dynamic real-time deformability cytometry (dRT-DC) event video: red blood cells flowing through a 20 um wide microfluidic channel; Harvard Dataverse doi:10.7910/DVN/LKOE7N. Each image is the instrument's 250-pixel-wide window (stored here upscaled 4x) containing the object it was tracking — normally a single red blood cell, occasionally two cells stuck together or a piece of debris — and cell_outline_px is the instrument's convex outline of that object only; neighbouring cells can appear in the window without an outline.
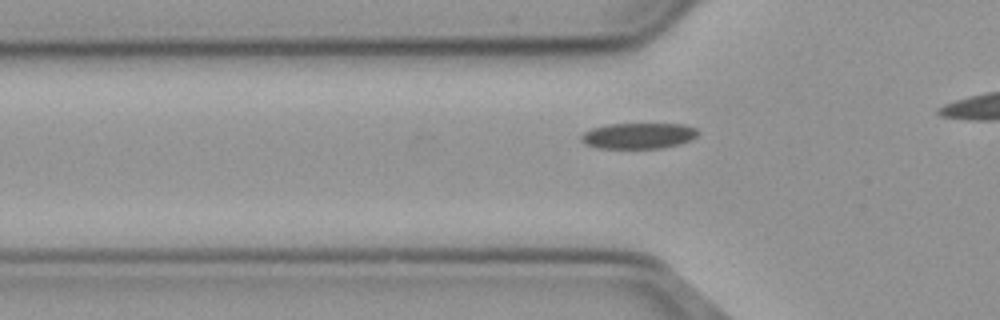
{"species": "common noctule bat (a hibernating species)", "species_latin": "Nyctalus noctula", "temperature_condition": "cold", "stored_images_in_passage": 38, "camera_frame_rate_fps": 3000, "um_per_image_px": 0.085, "animal": {"sex": "male", "body_mass_g": 23.1, "forearm_length_mm": 52.7}, "frame": {"image": 1, "passage_image": 12, "time_ms": 3.667, "image_size_px": [1000, 320], "cell_outline_px": [[700, 132], [692, 140], [680, 144], [664, 148], [596, 148], [584, 144], [580, 140], [580, 136], [584, 132], [592, 128], [608, 124], [684, 124], [696, 128]], "centroid_in_image_um": [54.27, 11.54], "position_along_channel_um": 71.5, "area_um2": 17.8}}
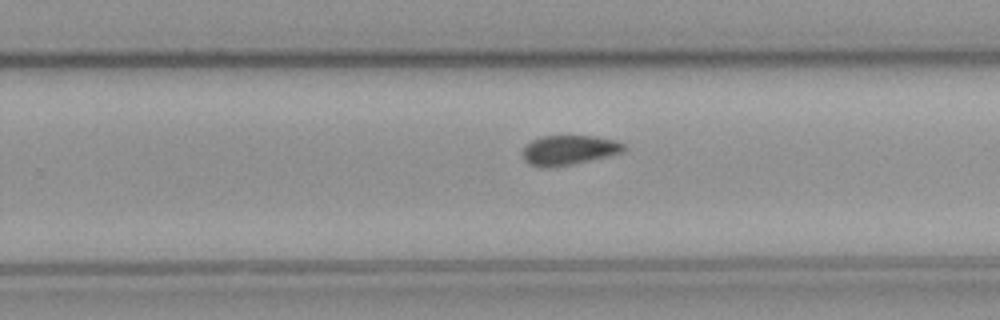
{"frame": {"image": 2, "passage_image": 29, "time_ms": 9.333, "image_size_px": [1000, 320], "cell_outline_px": [[628, 148], [624, 152], [608, 156], [572, 164], [548, 168], [528, 164], [524, 160], [520, 152], [532, 140], [544, 136], [592, 136], [616, 140], [624, 144]], "centroid_in_image_um": [48.37, 12.76], "position_along_channel_um": 281.4, "area_um2": 17.57}}
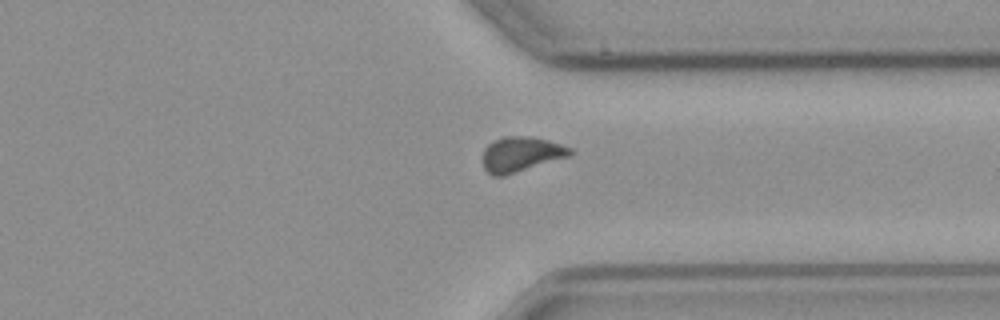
{"frame": {"image": 3, "passage_image": 36, "time_ms": 11.667, "image_size_px": [1000, 320], "cell_outline_px": [[572, 152], [568, 156], [504, 176], [492, 176], [484, 168], [484, 148], [492, 140], [504, 136], [532, 136], [548, 140], [572, 148]], "centroid_in_image_um": [44.26, 13.09], "position_along_channel_um": 367.1, "area_um2": 17.69}}